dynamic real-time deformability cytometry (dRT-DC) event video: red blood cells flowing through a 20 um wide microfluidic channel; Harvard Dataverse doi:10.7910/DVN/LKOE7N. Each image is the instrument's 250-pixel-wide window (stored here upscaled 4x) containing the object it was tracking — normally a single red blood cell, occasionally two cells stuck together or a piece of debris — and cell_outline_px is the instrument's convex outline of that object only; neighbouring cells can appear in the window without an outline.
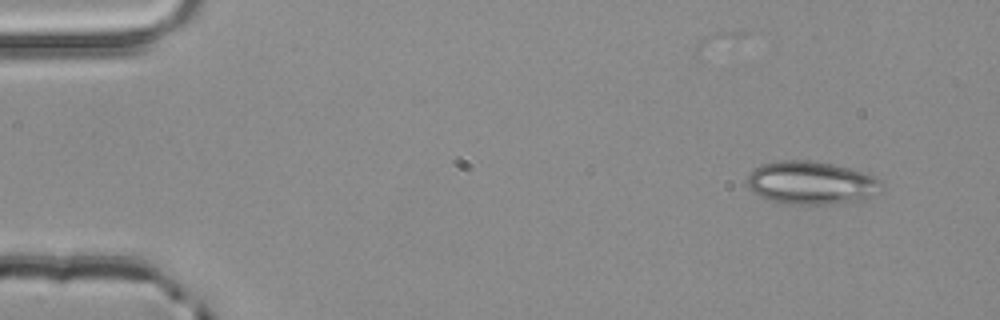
{"species": "common noctule bat (a hibernating species)", "species_latin": "Nyctalus noctula", "temperature_condition": "room temperature", "stored_images_in_passage": 3, "camera_frame_rate_fps": 3000, "um_per_image_px": 0.085, "animal": {"sex": "male", "body_mass_g": 20.4}, "frame": {"image": 1, "passage_image": 1, "time_ms": 0.0, "image_size_px": [1000, 320], "cell_outline_px": [[884, 184], [864, 200], [824, 204], [788, 204], [772, 200], [760, 196], [752, 192], [748, 188], [748, 176], [756, 168], [764, 164], [784, 160], [812, 160], [832, 164], [848, 168], [884, 180]], "centroid_in_image_um": [68.95, 15.54], "position_along_channel_um": 16.1, "area_um2": 33.23}}